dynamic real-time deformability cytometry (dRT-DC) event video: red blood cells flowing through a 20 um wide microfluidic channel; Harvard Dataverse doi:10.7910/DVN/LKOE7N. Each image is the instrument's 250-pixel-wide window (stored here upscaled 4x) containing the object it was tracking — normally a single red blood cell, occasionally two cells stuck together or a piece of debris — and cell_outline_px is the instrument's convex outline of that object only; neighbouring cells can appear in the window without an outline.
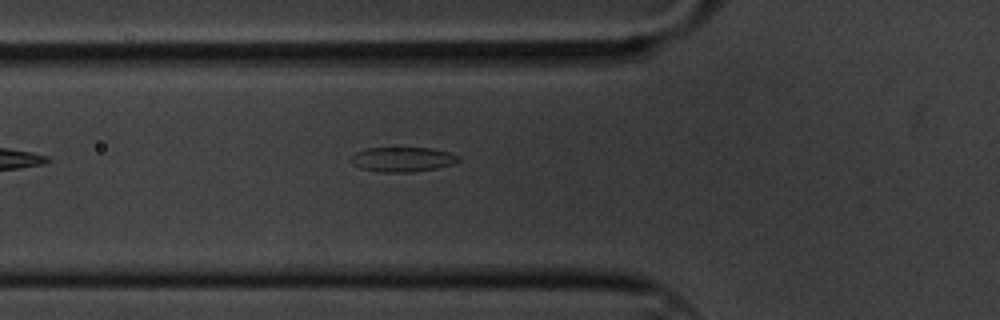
{"species": "common noctule bat (a hibernating species)", "species_latin": "Nyctalus noctula", "temperature_condition": "cold", "stored_images_in_passage": 7, "camera_frame_rate_fps": 3000, "um_per_image_px": 0.085, "animal": {"sex": "male", "body_mass_g": 20.1, "forearm_length_mm": 53.5}, "frame": {"image": 1, "passage_image": 7, "time_ms": 2.0, "image_size_px": [1000, 320], "cell_outline_px": [[460, 160], [452, 164], [436, 168], [412, 172], [380, 172], [360, 168], [352, 164], [348, 160], [348, 156], [364, 148], [432, 148], [448, 152], [460, 156]], "centroid_in_image_um": [34.15, 13.54], "position_along_channel_um": 91.7, "area_um2": 15.66}}